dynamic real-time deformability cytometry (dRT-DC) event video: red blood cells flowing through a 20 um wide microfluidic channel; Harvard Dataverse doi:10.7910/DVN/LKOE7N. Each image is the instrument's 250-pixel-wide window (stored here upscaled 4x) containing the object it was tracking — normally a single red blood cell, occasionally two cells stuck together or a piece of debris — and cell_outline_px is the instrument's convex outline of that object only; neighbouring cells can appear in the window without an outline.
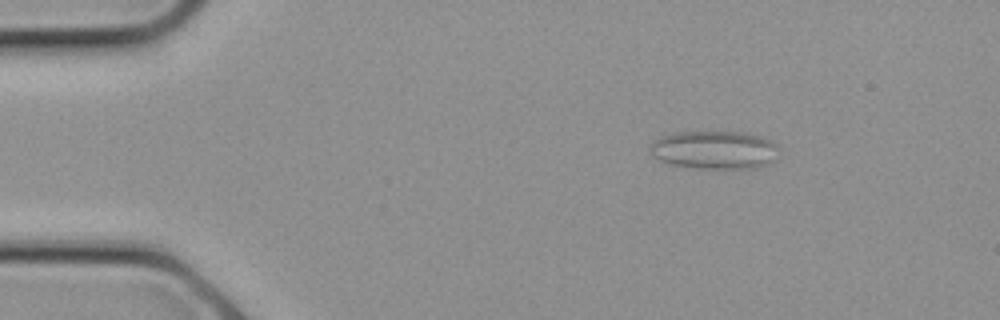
{"species": "common noctule bat (a hibernating species)", "species_latin": "Nyctalus noctula", "temperature_condition": "cold", "stored_images_in_passage": 8, "camera_frame_rate_fps": 3000, "um_per_image_px": 0.085, "animal": {"sex": "female", "body_mass_g": 21.9}, "frame": {"image": 1, "passage_image": 1, "time_ms": 0.0, "image_size_px": [1000, 320], "cell_outline_px": [[776, 148], [772, 160], [768, 164], [752, 168], [696, 168], [672, 164], [660, 160], [652, 156], [648, 148], [652, 140], [660, 136], [676, 132], [748, 132], [772, 140], [776, 144]], "centroid_in_image_um": [60.66, 12.72], "position_along_channel_um": 24.3, "area_um2": 28.67}}
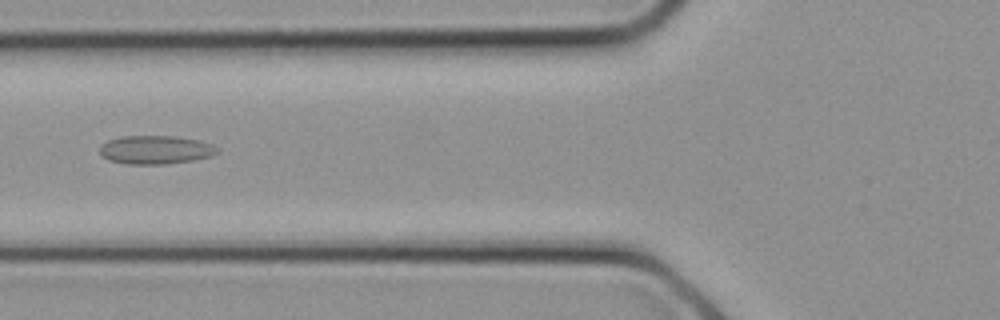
{"frame": {"image": 2, "passage_image": 7, "time_ms": 2.0, "image_size_px": [1000, 320], "cell_outline_px": [[220, 152], [212, 156], [192, 160], [164, 164], [124, 164], [108, 160], [100, 156], [100, 148], [108, 140], [120, 136], [176, 136], [200, 140], [212, 144], [220, 148]], "centroid_in_image_um": [13.25, 12.73], "position_along_channel_um": 112.6, "area_um2": 19.77}}